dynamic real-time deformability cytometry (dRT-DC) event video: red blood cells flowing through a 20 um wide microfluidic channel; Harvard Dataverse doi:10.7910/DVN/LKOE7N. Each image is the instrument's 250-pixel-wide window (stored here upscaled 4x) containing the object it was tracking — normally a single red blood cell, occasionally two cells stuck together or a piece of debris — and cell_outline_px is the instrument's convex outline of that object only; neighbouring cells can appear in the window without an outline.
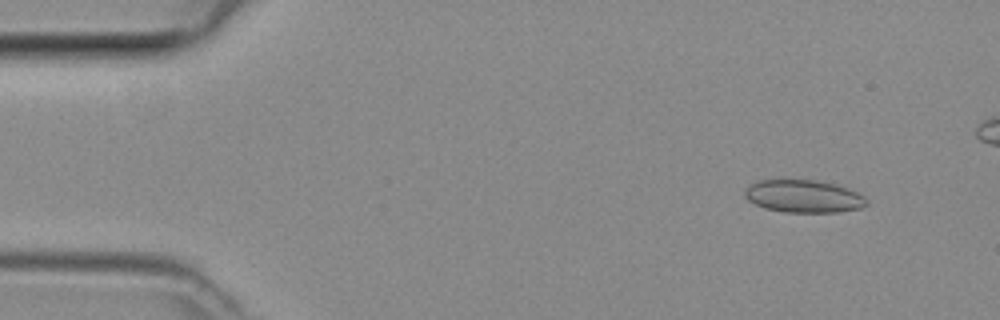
{"species": "common noctule bat (a hibernating species)", "species_latin": "Nyctalus noctula", "temperature_condition": "room temperature", "stored_images_in_passage": 42, "camera_frame_rate_fps": 3000, "um_per_image_px": 0.085, "animal": {"sex": "female", "body_mass_g": 29.2, "forearm_length_mm": 56.3}, "frame": {"image": 1, "passage_image": 4, "time_ms": 1.0, "image_size_px": [1000, 320], "cell_outline_px": [[868, 204], [860, 208], [836, 212], [784, 212], [764, 208], [748, 200], [744, 196], [744, 192], [748, 184], [756, 180], [816, 180], [836, 184], [848, 188], [864, 196], [868, 200]], "centroid_in_image_um": [68.29, 16.68], "position_along_channel_um": 16.7, "area_um2": 23.29}}
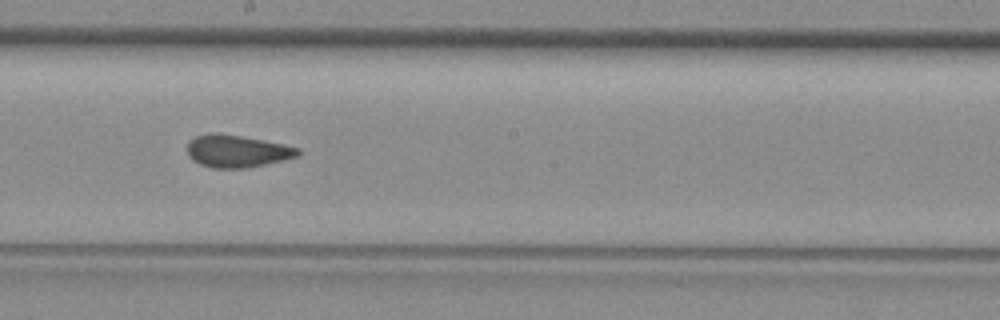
{"frame": {"image": 2, "passage_image": 25, "time_ms": 8.0, "image_size_px": [1000, 320], "cell_outline_px": [[300, 156], [284, 160], [248, 168], [212, 168], [200, 164], [192, 160], [188, 156], [188, 144], [196, 136], [208, 132], [216, 132], [264, 140], [284, 144], [300, 148]], "centroid_in_image_um": [20.17, 12.85], "position_along_channel_um": 228.0, "area_um2": 21.04}}
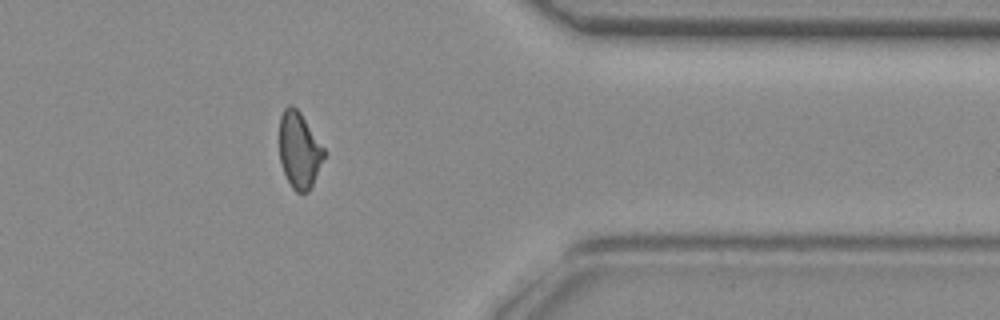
{"frame": {"image": 3, "passage_image": 37, "time_ms": 12.0, "image_size_px": [1000, 320], "cell_outline_px": [[328, 152], [308, 192], [296, 192], [292, 188], [284, 172], [280, 160], [280, 116], [284, 108], [288, 104], [292, 104], [300, 112]], "centroid_in_image_um": [25.46, 12.74], "position_along_channel_um": 385.9, "area_um2": 19.94}}